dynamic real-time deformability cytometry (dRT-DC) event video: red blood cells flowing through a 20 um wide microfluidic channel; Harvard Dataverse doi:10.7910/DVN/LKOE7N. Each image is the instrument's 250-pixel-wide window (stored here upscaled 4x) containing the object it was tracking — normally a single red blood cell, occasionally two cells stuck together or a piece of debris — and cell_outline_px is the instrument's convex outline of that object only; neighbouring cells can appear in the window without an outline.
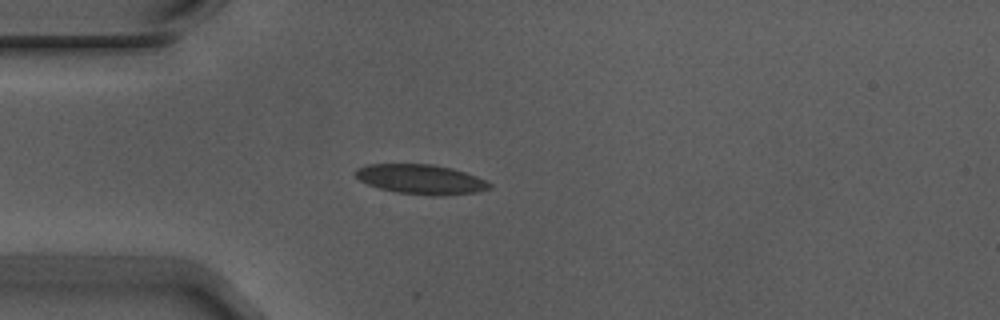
{"species": "Egyptian fruit bat (a non-hibernating species)", "species_latin": "Rousettus aegyptiacus", "temperature_condition": "warm", "stored_images_in_passage": 35, "camera_frame_rate_fps": 3000, "um_per_image_px": 0.085, "animal": {"sex": "male"}, "frame": {"image": 1, "passage_image": 1, "time_ms": 0.0, "image_size_px": [1000, 320], "cell_outline_px": [[492, 188], [476, 192], [444, 196], [432, 196], [396, 192], [380, 188], [368, 184], [360, 180], [352, 172], [356, 168], [368, 164], [432, 164], [452, 168], [476, 176], [492, 184]], "centroid_in_image_um": [35.77, 15.24], "position_along_channel_um": 49.2, "area_um2": 23.29}}
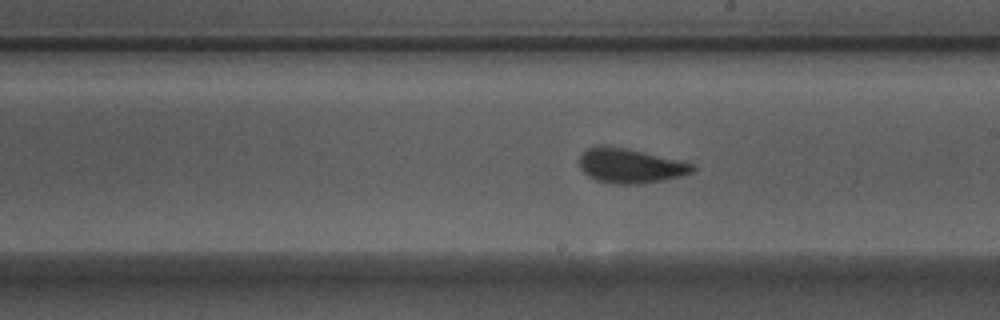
{"frame": {"image": 2, "passage_image": 17, "time_ms": 5.333, "image_size_px": [1000, 320], "cell_outline_px": [[696, 168], [692, 172], [680, 176], [664, 180], [644, 184], [612, 184], [596, 180], [588, 176], [580, 168], [576, 160], [580, 152], [588, 148], [600, 144], [604, 144], [628, 148], [680, 160], [692, 164]], "centroid_in_image_um": [53.49, 14.07], "position_along_channel_um": 235.5, "area_um2": 23.41}}
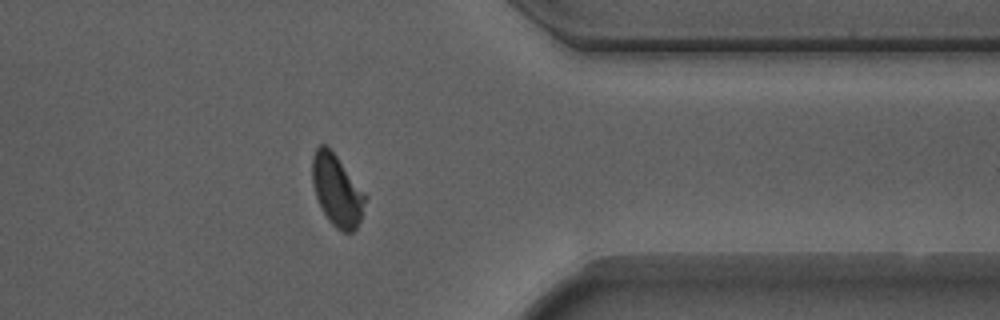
{"frame": {"image": 3, "passage_image": 30, "time_ms": 9.667, "image_size_px": [1000, 320], "cell_outline_px": [[368, 196], [360, 220], [356, 228], [352, 232], [344, 232], [336, 228], [328, 220], [316, 196], [312, 180], [312, 156], [316, 148], [320, 144], [324, 144], [336, 156]], "centroid_in_image_um": [28.65, 16.19], "position_along_channel_um": 382.8, "area_um2": 21.79}, "authors_computed_cell_mechanics": {"area_um2": 22.253, "velocity_mm_per_s": 3.7127, "shape_relaxation_time_tau1_ms": 4.149, "shape_relaxation_time_tau2_ms": 1.1451, "deformation_change_tau1": 0.141, "deformation_change_tau2": 0.0707}}